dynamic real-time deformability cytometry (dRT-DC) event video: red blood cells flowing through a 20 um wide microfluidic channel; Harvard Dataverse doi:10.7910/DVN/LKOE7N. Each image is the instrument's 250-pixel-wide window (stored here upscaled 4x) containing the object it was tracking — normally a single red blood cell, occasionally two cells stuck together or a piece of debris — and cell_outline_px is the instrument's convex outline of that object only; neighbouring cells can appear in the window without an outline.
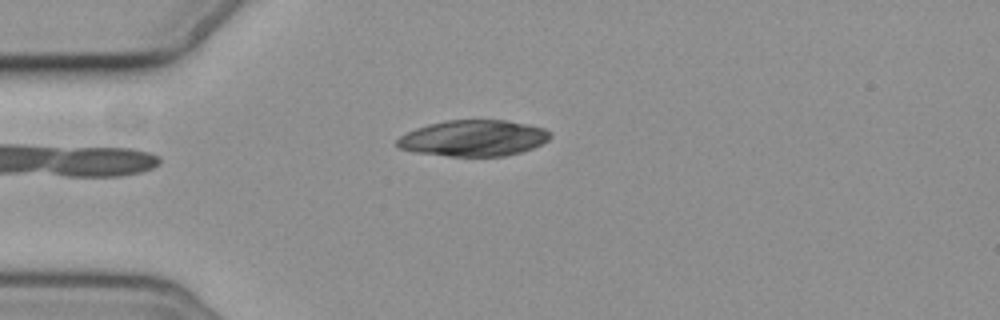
{"species": "common noctule bat (a hibernating species)", "species_latin": "Nyctalus noctula", "temperature_condition": "cold", "stored_images_in_passage": 7, "camera_frame_rate_fps": 3000, "um_per_image_px": 0.085, "animal": {"sex": "female", "body_mass_g": 19.3, "forearm_length_mm": 54.1}, "frame": {"image": 1, "passage_image": 1, "time_ms": 0.0, "image_size_px": [1000, 320], "cell_outline_px": [[552, 136], [548, 140], [532, 148], [520, 152], [504, 156], [448, 156], [412, 152], [400, 148], [396, 144], [396, 140], [400, 136], [416, 128], [428, 124], [448, 120], [508, 120], [528, 124], [544, 128], [552, 132]], "centroid_in_image_um": [40.25, 11.74], "position_along_channel_um": 44.7, "area_um2": 32.31}}